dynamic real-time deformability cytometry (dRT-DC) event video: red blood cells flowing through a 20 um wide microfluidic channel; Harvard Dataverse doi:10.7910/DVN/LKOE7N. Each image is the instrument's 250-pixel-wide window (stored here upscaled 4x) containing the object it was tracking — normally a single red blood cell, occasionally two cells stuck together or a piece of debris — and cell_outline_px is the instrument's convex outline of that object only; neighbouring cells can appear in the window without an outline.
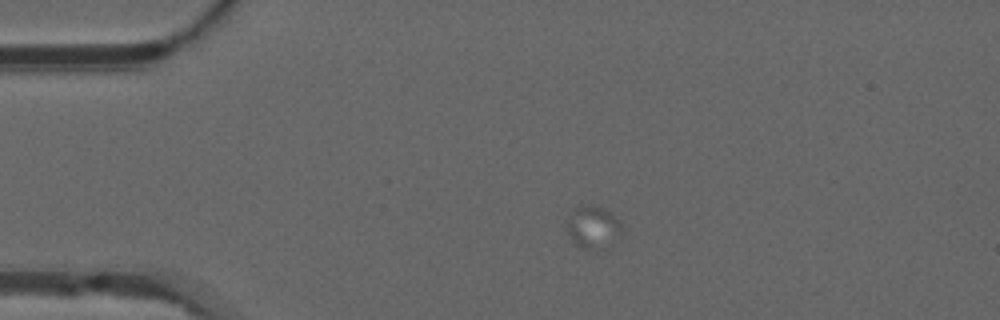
{"species": "common noctule bat (a hibernating species)", "species_latin": "Nyctalus noctula", "temperature_condition": "warm", "stored_images_in_passage": 23, "camera_frame_rate_fps": 3000, "um_per_image_px": 0.085, "animal": {"sex": "male", "forearm_length_mm": 52.5}, "frame": {"image": 1, "passage_image": 10, "time_ms": 3.0, "image_size_px": [1000, 320], "cell_outline_px": [[620, 232], [584, 248], [580, 248], [572, 240], [568, 232], [568, 224], [572, 208], [580, 204], [592, 204], [604, 208], [620, 220]], "centroid_in_image_um": [50.28, 19.11], "position_along_channel_um": 34.7, "area_um2": 12.08}}
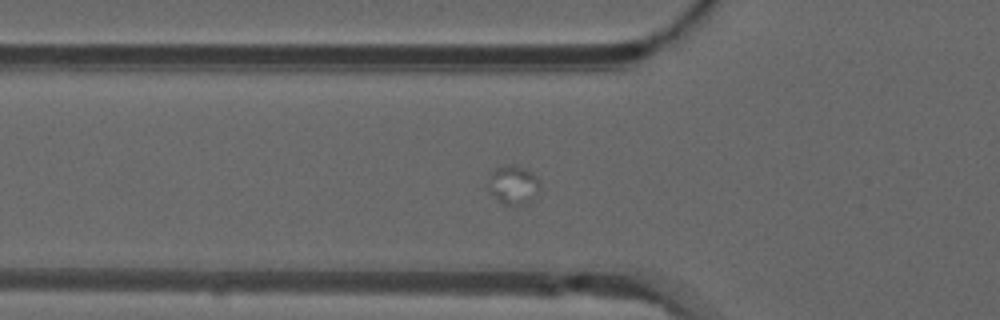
{"frame": {"image": 2, "passage_image": 17, "time_ms": 5.333, "image_size_px": [1000, 320], "cell_outline_px": [[540, 188], [524, 204], [500, 204], [488, 192], [488, 184], [492, 172], [496, 168], [504, 164], [516, 164], [532, 172], [540, 180]], "centroid_in_image_um": [43.59, 15.68], "position_along_channel_um": 82.2, "area_um2": 11.73}}